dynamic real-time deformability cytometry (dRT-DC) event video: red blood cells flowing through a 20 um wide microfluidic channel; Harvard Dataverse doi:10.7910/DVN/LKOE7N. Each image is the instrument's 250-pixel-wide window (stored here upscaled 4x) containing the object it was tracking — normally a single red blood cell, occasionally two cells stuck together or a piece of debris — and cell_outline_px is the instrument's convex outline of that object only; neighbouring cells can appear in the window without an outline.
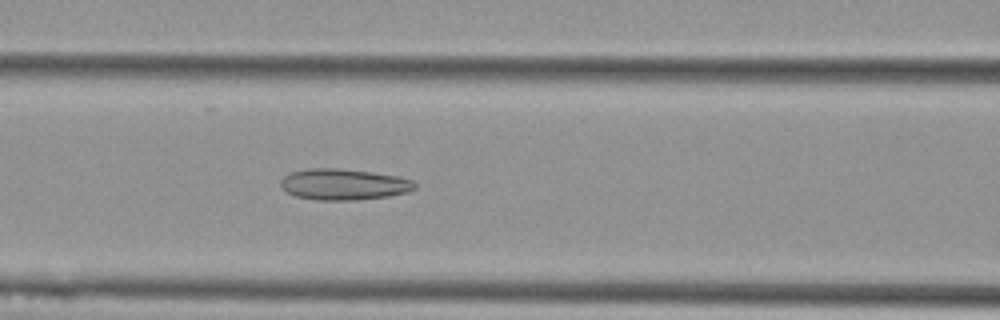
{"species": "Egyptian fruit bat (a non-hibernating species)", "species_latin": "Rousettus aegyptiacus", "temperature_condition": "cold", "stored_images_in_passage": 49, "camera_frame_rate_fps": 3000, "um_per_image_px": 0.085, "animal": {"sex": "female"}, "frame": {"image": 1, "passage_image": 22, "time_ms": 7.0, "image_size_px": [1000, 320], "cell_outline_px": [[416, 188], [408, 192], [388, 196], [356, 200], [316, 200], [296, 196], [288, 192], [280, 184], [280, 180], [288, 172], [308, 168], [336, 168], [372, 172], [396, 176], [412, 180], [416, 184]], "centroid_in_image_um": [29.2, 15.67], "position_along_channel_um": 137.4, "area_um2": 24.33}}
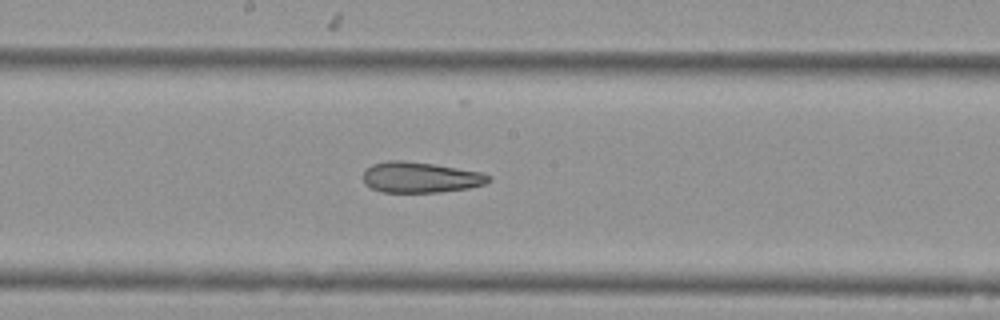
{"frame": {"image": 2, "passage_image": 28, "time_ms": 9.0, "image_size_px": [1000, 320], "cell_outline_px": [[492, 180], [484, 184], [468, 188], [436, 192], [380, 192], [364, 184], [364, 172], [372, 164], [388, 160], [404, 160], [432, 164], [480, 172], [492, 176]], "centroid_in_image_um": [35.72, 15.07], "position_along_channel_um": 212.5, "area_um2": 22.31}}
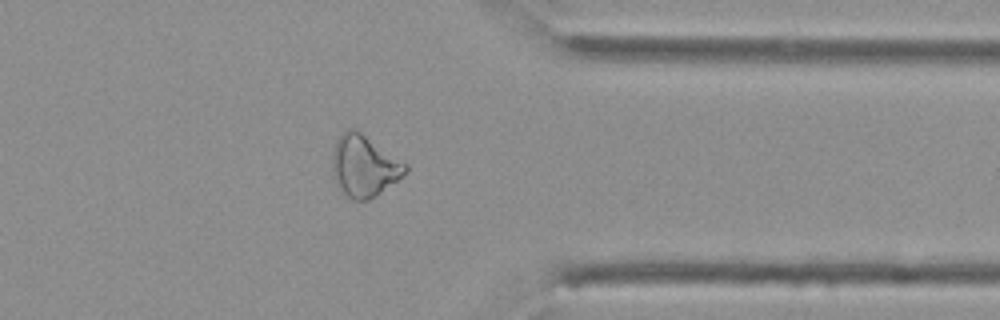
{"frame": {"image": 3, "passage_image": 42, "time_ms": 13.667, "image_size_px": [1000, 320], "cell_outline_px": [[408, 172], [376, 196], [368, 200], [352, 200], [344, 196], [336, 184], [332, 176], [332, 148], [336, 140], [348, 128], [356, 128], [408, 164]], "centroid_in_image_um": [30.93, 14.11], "position_along_channel_um": 380.5, "area_um2": 26.7}, "authors_computed_cell_mechanics": {"area_um2": 26.299, "velocity_mm_per_s": 3.7751, "shape_relaxation_time_tau1_ms": null, "shape_relaxation_time_tau2_ms": 5.773, "deformation_change_tau1": null, "deformation_change_tau2": 0.171}}